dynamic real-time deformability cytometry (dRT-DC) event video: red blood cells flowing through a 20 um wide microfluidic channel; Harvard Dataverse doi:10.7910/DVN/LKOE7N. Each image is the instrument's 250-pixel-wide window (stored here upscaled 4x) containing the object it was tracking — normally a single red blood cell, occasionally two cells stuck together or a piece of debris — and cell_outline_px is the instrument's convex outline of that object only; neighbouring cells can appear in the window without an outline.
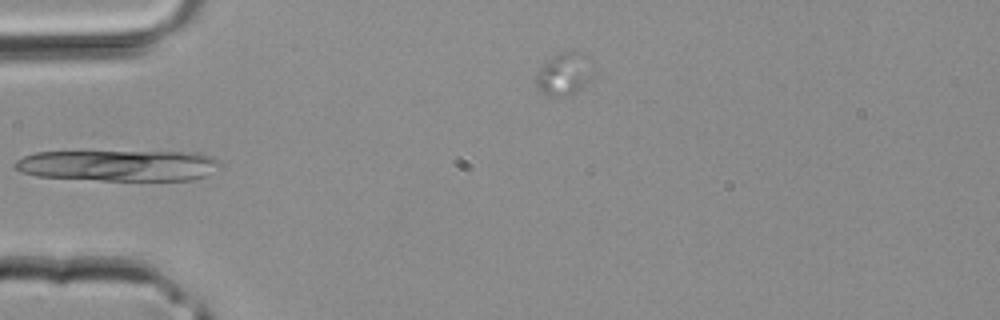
{"species": "common noctule bat (a hibernating species)", "species_latin": "Nyctalus noctula", "temperature_condition": "room temperature", "stored_images_in_passage": 29, "camera_frame_rate_fps": 3000, "um_per_image_px": 0.085, "animal": {"sex": "male", "body_mass_g": 20.4}, "frame": {"image": 1, "passage_image": 1, "time_ms": 0.0, "image_size_px": [1000, 320], "cell_outline_px": [[224, 168], [204, 176], [192, 180], [100, 180], [36, 176], [20, 172], [12, 168], [12, 164], [16, 160], [24, 156], [36, 152], [196, 152], [212, 156], [220, 160]], "centroid_in_image_um": [10.12, 14.07], "position_along_channel_um": 74.9, "area_um2": 37.63}}
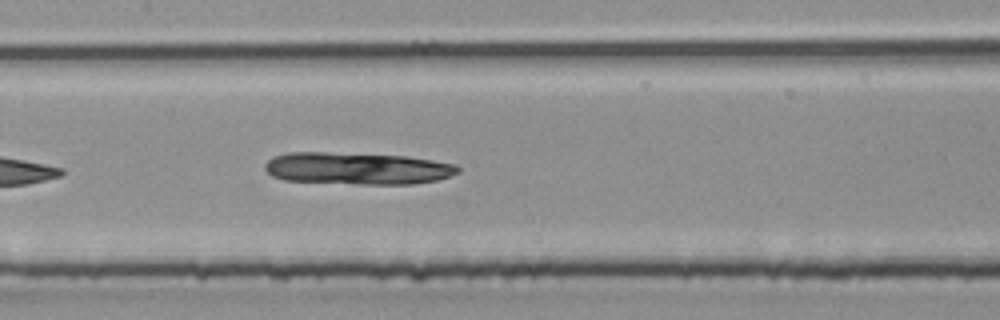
{"frame": {"image": 2, "passage_image": 7, "time_ms": 2.0, "image_size_px": [1000, 320], "cell_outline_px": [[460, 172], [436, 180], [412, 184], [360, 184], [284, 180], [272, 176], [264, 168], [264, 164], [272, 156], [288, 152], [324, 152], [404, 156], [432, 160], [456, 164], [460, 168]], "centroid_in_image_um": [30.34, 14.31], "position_along_channel_um": 177.1, "area_um2": 36.07}}
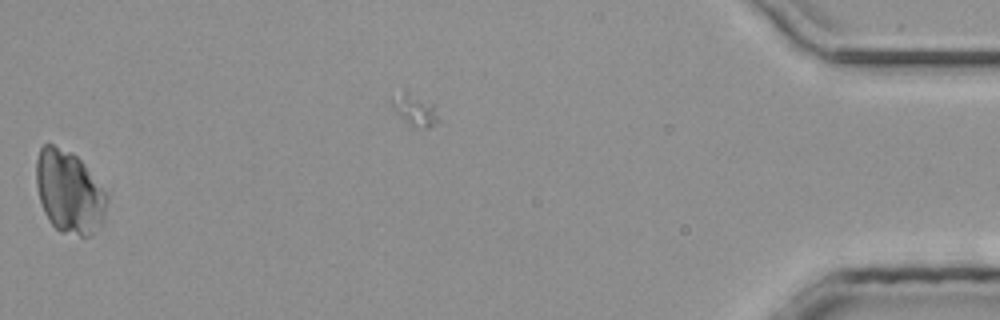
{"frame": {"image": 3, "passage_image": 28, "time_ms": 9.0, "image_size_px": [1000, 320], "cell_outline_px": [[104, 212], [100, 224], [92, 236], [80, 236], [60, 232], [48, 220], [44, 212], [40, 200], [36, 184], [36, 160], [40, 148], [44, 144], [52, 144], [72, 152], [84, 164], [104, 192]], "centroid_in_image_um": [5.82, 16.31], "position_along_channel_um": 429.4, "area_um2": 33.41}}